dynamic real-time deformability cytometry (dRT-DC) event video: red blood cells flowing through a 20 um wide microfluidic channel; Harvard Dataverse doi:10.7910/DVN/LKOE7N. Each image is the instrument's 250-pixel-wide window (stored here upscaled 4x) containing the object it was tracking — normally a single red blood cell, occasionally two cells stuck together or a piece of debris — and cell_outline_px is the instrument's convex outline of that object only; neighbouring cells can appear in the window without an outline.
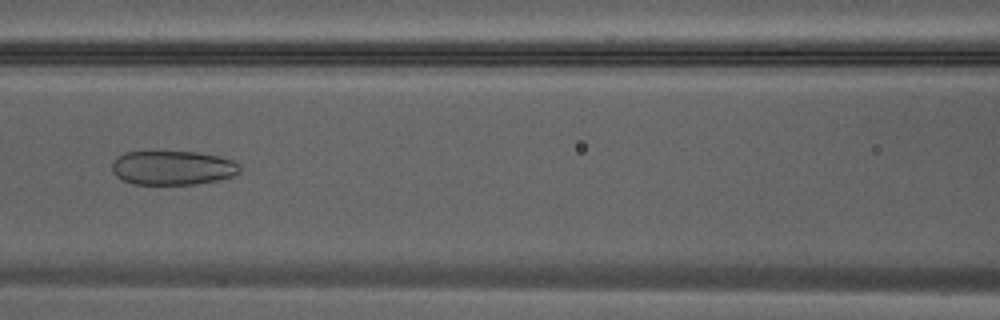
{"species": "Egyptian fruit bat (a non-hibernating species)", "species_latin": "Rousettus aegyptiacus", "temperature_condition": "warm", "stored_images_in_passage": 38, "camera_frame_rate_fps": 3000, "um_per_image_px": 0.085, "animal": {"sex": "male"}, "frame": {"image": 1, "passage_image": 17, "time_ms": 5.333, "image_size_px": [1000, 320], "cell_outline_px": [[240, 172], [232, 176], [216, 180], [196, 184], [132, 184], [120, 180], [112, 172], [112, 160], [116, 156], [124, 152], [196, 152], [220, 156], [232, 160], [240, 164]], "centroid_in_image_um": [14.64, 14.26], "position_along_channel_um": 152.0, "area_um2": 25.66}}
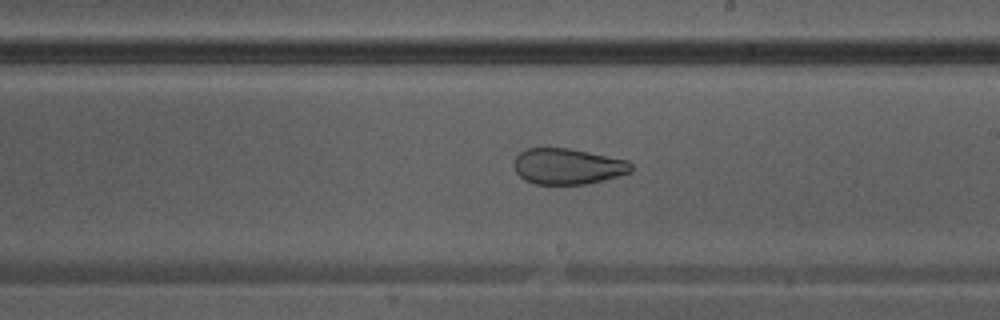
{"frame": {"image": 2, "passage_image": 22, "time_ms": 7.0, "image_size_px": [1000, 320], "cell_outline_px": [[632, 172], [604, 180], [584, 184], [536, 184], [524, 180], [516, 172], [512, 164], [516, 156], [520, 152], [528, 148], [568, 148], [628, 160], [632, 164]], "centroid_in_image_um": [48.24, 14.14], "position_along_channel_um": 240.8, "area_um2": 24.57}}
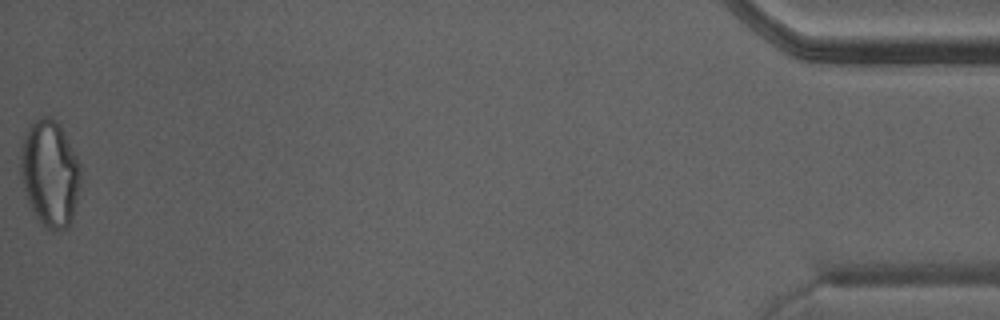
{"frame": {"image": 3, "passage_image": 38, "time_ms": 12.333, "image_size_px": [1000, 320], "cell_outline_px": [[80, 184], [72, 220], [68, 228], [60, 232], [52, 232], [44, 228], [40, 224], [28, 204], [24, 192], [20, 172], [20, 148], [32, 124], [40, 116], [48, 116], [64, 132], [80, 164]], "centroid_in_image_um": [4.23, 14.85], "position_along_channel_um": 431.0, "area_um2": 37.34}}